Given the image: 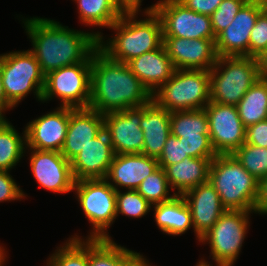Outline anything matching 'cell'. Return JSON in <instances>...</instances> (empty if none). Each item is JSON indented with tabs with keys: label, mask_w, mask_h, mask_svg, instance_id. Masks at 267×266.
Returning a JSON list of instances; mask_svg holds the SVG:
<instances>
[{
	"label": "cell",
	"mask_w": 267,
	"mask_h": 266,
	"mask_svg": "<svg viewBox=\"0 0 267 266\" xmlns=\"http://www.w3.org/2000/svg\"><path fill=\"white\" fill-rule=\"evenodd\" d=\"M69 241L51 256L48 264L50 266H89L88 240L82 242L81 238L73 237Z\"/></svg>",
	"instance_id": "obj_32"
},
{
	"label": "cell",
	"mask_w": 267,
	"mask_h": 266,
	"mask_svg": "<svg viewBox=\"0 0 267 266\" xmlns=\"http://www.w3.org/2000/svg\"><path fill=\"white\" fill-rule=\"evenodd\" d=\"M253 211L267 214V176L259 181L258 197Z\"/></svg>",
	"instance_id": "obj_42"
},
{
	"label": "cell",
	"mask_w": 267,
	"mask_h": 266,
	"mask_svg": "<svg viewBox=\"0 0 267 266\" xmlns=\"http://www.w3.org/2000/svg\"><path fill=\"white\" fill-rule=\"evenodd\" d=\"M196 266H210V264H208V263L205 262V261H200V262L198 263V265H196Z\"/></svg>",
	"instance_id": "obj_48"
},
{
	"label": "cell",
	"mask_w": 267,
	"mask_h": 266,
	"mask_svg": "<svg viewBox=\"0 0 267 266\" xmlns=\"http://www.w3.org/2000/svg\"><path fill=\"white\" fill-rule=\"evenodd\" d=\"M152 100L169 112L203 109L210 102V73L175 69L172 77L152 94Z\"/></svg>",
	"instance_id": "obj_6"
},
{
	"label": "cell",
	"mask_w": 267,
	"mask_h": 266,
	"mask_svg": "<svg viewBox=\"0 0 267 266\" xmlns=\"http://www.w3.org/2000/svg\"><path fill=\"white\" fill-rule=\"evenodd\" d=\"M73 189H76L80 205L94 228L88 239H110L105 230L117 217V190L106 179L78 180Z\"/></svg>",
	"instance_id": "obj_9"
},
{
	"label": "cell",
	"mask_w": 267,
	"mask_h": 266,
	"mask_svg": "<svg viewBox=\"0 0 267 266\" xmlns=\"http://www.w3.org/2000/svg\"><path fill=\"white\" fill-rule=\"evenodd\" d=\"M194 12L211 16L223 0H179Z\"/></svg>",
	"instance_id": "obj_41"
},
{
	"label": "cell",
	"mask_w": 267,
	"mask_h": 266,
	"mask_svg": "<svg viewBox=\"0 0 267 266\" xmlns=\"http://www.w3.org/2000/svg\"><path fill=\"white\" fill-rule=\"evenodd\" d=\"M257 59L260 79L267 80V51H264Z\"/></svg>",
	"instance_id": "obj_44"
},
{
	"label": "cell",
	"mask_w": 267,
	"mask_h": 266,
	"mask_svg": "<svg viewBox=\"0 0 267 266\" xmlns=\"http://www.w3.org/2000/svg\"><path fill=\"white\" fill-rule=\"evenodd\" d=\"M92 56L93 53L84 62L64 66L46 74L42 101L57 95L62 99L63 107H89Z\"/></svg>",
	"instance_id": "obj_8"
},
{
	"label": "cell",
	"mask_w": 267,
	"mask_h": 266,
	"mask_svg": "<svg viewBox=\"0 0 267 266\" xmlns=\"http://www.w3.org/2000/svg\"><path fill=\"white\" fill-rule=\"evenodd\" d=\"M138 8H127L122 16L109 28L117 30L114 39L103 45L99 39V49L111 60L128 63L140 55L156 50L163 45L162 23L152 8L145 11L146 20H132Z\"/></svg>",
	"instance_id": "obj_3"
},
{
	"label": "cell",
	"mask_w": 267,
	"mask_h": 266,
	"mask_svg": "<svg viewBox=\"0 0 267 266\" xmlns=\"http://www.w3.org/2000/svg\"><path fill=\"white\" fill-rule=\"evenodd\" d=\"M139 253L133 252L120 266H149Z\"/></svg>",
	"instance_id": "obj_43"
},
{
	"label": "cell",
	"mask_w": 267,
	"mask_h": 266,
	"mask_svg": "<svg viewBox=\"0 0 267 266\" xmlns=\"http://www.w3.org/2000/svg\"><path fill=\"white\" fill-rule=\"evenodd\" d=\"M214 158L186 157L183 161L169 165L159 166L165 171L168 184L172 190L177 189V195L208 182L211 161Z\"/></svg>",
	"instance_id": "obj_24"
},
{
	"label": "cell",
	"mask_w": 267,
	"mask_h": 266,
	"mask_svg": "<svg viewBox=\"0 0 267 266\" xmlns=\"http://www.w3.org/2000/svg\"><path fill=\"white\" fill-rule=\"evenodd\" d=\"M158 168V160L143 153L115 154L105 179H112L117 186L136 190Z\"/></svg>",
	"instance_id": "obj_21"
},
{
	"label": "cell",
	"mask_w": 267,
	"mask_h": 266,
	"mask_svg": "<svg viewBox=\"0 0 267 266\" xmlns=\"http://www.w3.org/2000/svg\"><path fill=\"white\" fill-rule=\"evenodd\" d=\"M186 157H189V155L185 152L183 138H177L170 134L157 160L159 166H169L183 161Z\"/></svg>",
	"instance_id": "obj_37"
},
{
	"label": "cell",
	"mask_w": 267,
	"mask_h": 266,
	"mask_svg": "<svg viewBox=\"0 0 267 266\" xmlns=\"http://www.w3.org/2000/svg\"><path fill=\"white\" fill-rule=\"evenodd\" d=\"M248 0H223L212 13L211 23L215 36L230 25L239 10Z\"/></svg>",
	"instance_id": "obj_35"
},
{
	"label": "cell",
	"mask_w": 267,
	"mask_h": 266,
	"mask_svg": "<svg viewBox=\"0 0 267 266\" xmlns=\"http://www.w3.org/2000/svg\"><path fill=\"white\" fill-rule=\"evenodd\" d=\"M8 172L9 171L0 170V202L24 197V193L16 185Z\"/></svg>",
	"instance_id": "obj_39"
},
{
	"label": "cell",
	"mask_w": 267,
	"mask_h": 266,
	"mask_svg": "<svg viewBox=\"0 0 267 266\" xmlns=\"http://www.w3.org/2000/svg\"><path fill=\"white\" fill-rule=\"evenodd\" d=\"M126 8H138L140 7L141 0H120Z\"/></svg>",
	"instance_id": "obj_46"
},
{
	"label": "cell",
	"mask_w": 267,
	"mask_h": 266,
	"mask_svg": "<svg viewBox=\"0 0 267 266\" xmlns=\"http://www.w3.org/2000/svg\"><path fill=\"white\" fill-rule=\"evenodd\" d=\"M4 249L0 247V266H2L3 264V261L5 259L4 256H6L4 253H3Z\"/></svg>",
	"instance_id": "obj_47"
},
{
	"label": "cell",
	"mask_w": 267,
	"mask_h": 266,
	"mask_svg": "<svg viewBox=\"0 0 267 266\" xmlns=\"http://www.w3.org/2000/svg\"><path fill=\"white\" fill-rule=\"evenodd\" d=\"M24 24L33 43L30 51L44 75L84 62L98 48L99 39L103 37L100 33L71 30L45 18H31Z\"/></svg>",
	"instance_id": "obj_1"
},
{
	"label": "cell",
	"mask_w": 267,
	"mask_h": 266,
	"mask_svg": "<svg viewBox=\"0 0 267 266\" xmlns=\"http://www.w3.org/2000/svg\"><path fill=\"white\" fill-rule=\"evenodd\" d=\"M103 130V114L89 107H70L69 125L60 153L70 162L91 139H94Z\"/></svg>",
	"instance_id": "obj_19"
},
{
	"label": "cell",
	"mask_w": 267,
	"mask_h": 266,
	"mask_svg": "<svg viewBox=\"0 0 267 266\" xmlns=\"http://www.w3.org/2000/svg\"><path fill=\"white\" fill-rule=\"evenodd\" d=\"M233 155L258 181L267 176V148L244 143Z\"/></svg>",
	"instance_id": "obj_31"
},
{
	"label": "cell",
	"mask_w": 267,
	"mask_h": 266,
	"mask_svg": "<svg viewBox=\"0 0 267 266\" xmlns=\"http://www.w3.org/2000/svg\"><path fill=\"white\" fill-rule=\"evenodd\" d=\"M182 196L190 209L194 231L200 241L226 209L209 181L186 191Z\"/></svg>",
	"instance_id": "obj_20"
},
{
	"label": "cell",
	"mask_w": 267,
	"mask_h": 266,
	"mask_svg": "<svg viewBox=\"0 0 267 266\" xmlns=\"http://www.w3.org/2000/svg\"><path fill=\"white\" fill-rule=\"evenodd\" d=\"M169 184L162 167H159L151 175H148L136 189L151 205L171 200L169 196Z\"/></svg>",
	"instance_id": "obj_33"
},
{
	"label": "cell",
	"mask_w": 267,
	"mask_h": 266,
	"mask_svg": "<svg viewBox=\"0 0 267 266\" xmlns=\"http://www.w3.org/2000/svg\"><path fill=\"white\" fill-rule=\"evenodd\" d=\"M208 181L219 194L226 210H254L259 181L233 154H220L214 157L211 161Z\"/></svg>",
	"instance_id": "obj_4"
},
{
	"label": "cell",
	"mask_w": 267,
	"mask_h": 266,
	"mask_svg": "<svg viewBox=\"0 0 267 266\" xmlns=\"http://www.w3.org/2000/svg\"><path fill=\"white\" fill-rule=\"evenodd\" d=\"M90 84L89 108L103 115L141 107L152 100L128 64L111 60L99 47L92 56Z\"/></svg>",
	"instance_id": "obj_2"
},
{
	"label": "cell",
	"mask_w": 267,
	"mask_h": 266,
	"mask_svg": "<svg viewBox=\"0 0 267 266\" xmlns=\"http://www.w3.org/2000/svg\"><path fill=\"white\" fill-rule=\"evenodd\" d=\"M170 131L177 138H210L206 109L170 112Z\"/></svg>",
	"instance_id": "obj_27"
},
{
	"label": "cell",
	"mask_w": 267,
	"mask_h": 266,
	"mask_svg": "<svg viewBox=\"0 0 267 266\" xmlns=\"http://www.w3.org/2000/svg\"><path fill=\"white\" fill-rule=\"evenodd\" d=\"M185 152L193 158H214V151L210 138H183Z\"/></svg>",
	"instance_id": "obj_38"
},
{
	"label": "cell",
	"mask_w": 267,
	"mask_h": 266,
	"mask_svg": "<svg viewBox=\"0 0 267 266\" xmlns=\"http://www.w3.org/2000/svg\"><path fill=\"white\" fill-rule=\"evenodd\" d=\"M144 106L104 114V130L115 154L142 153L144 133L140 128Z\"/></svg>",
	"instance_id": "obj_14"
},
{
	"label": "cell",
	"mask_w": 267,
	"mask_h": 266,
	"mask_svg": "<svg viewBox=\"0 0 267 266\" xmlns=\"http://www.w3.org/2000/svg\"><path fill=\"white\" fill-rule=\"evenodd\" d=\"M116 191V213L125 214L131 217H142L151 208V204L137 192V190L129 189L125 193H121L113 183L111 184Z\"/></svg>",
	"instance_id": "obj_34"
},
{
	"label": "cell",
	"mask_w": 267,
	"mask_h": 266,
	"mask_svg": "<svg viewBox=\"0 0 267 266\" xmlns=\"http://www.w3.org/2000/svg\"><path fill=\"white\" fill-rule=\"evenodd\" d=\"M70 107L60 106L58 110L50 112L29 122L24 131L25 145L30 149L60 152L69 125Z\"/></svg>",
	"instance_id": "obj_16"
},
{
	"label": "cell",
	"mask_w": 267,
	"mask_h": 266,
	"mask_svg": "<svg viewBox=\"0 0 267 266\" xmlns=\"http://www.w3.org/2000/svg\"><path fill=\"white\" fill-rule=\"evenodd\" d=\"M205 109L214 151L217 155L233 154L245 143L246 132L237 106L210 101Z\"/></svg>",
	"instance_id": "obj_12"
},
{
	"label": "cell",
	"mask_w": 267,
	"mask_h": 266,
	"mask_svg": "<svg viewBox=\"0 0 267 266\" xmlns=\"http://www.w3.org/2000/svg\"><path fill=\"white\" fill-rule=\"evenodd\" d=\"M132 253L111 239H88L89 266H120Z\"/></svg>",
	"instance_id": "obj_29"
},
{
	"label": "cell",
	"mask_w": 267,
	"mask_h": 266,
	"mask_svg": "<svg viewBox=\"0 0 267 266\" xmlns=\"http://www.w3.org/2000/svg\"><path fill=\"white\" fill-rule=\"evenodd\" d=\"M265 8L264 0H248L242 6L230 25L216 36L218 57L249 56L250 32Z\"/></svg>",
	"instance_id": "obj_13"
},
{
	"label": "cell",
	"mask_w": 267,
	"mask_h": 266,
	"mask_svg": "<svg viewBox=\"0 0 267 266\" xmlns=\"http://www.w3.org/2000/svg\"><path fill=\"white\" fill-rule=\"evenodd\" d=\"M144 133V155L158 159L163 151L170 131V112L158 106L153 100L144 105L140 123Z\"/></svg>",
	"instance_id": "obj_23"
},
{
	"label": "cell",
	"mask_w": 267,
	"mask_h": 266,
	"mask_svg": "<svg viewBox=\"0 0 267 266\" xmlns=\"http://www.w3.org/2000/svg\"><path fill=\"white\" fill-rule=\"evenodd\" d=\"M0 70L6 98L14 107L32 89L42 101L45 75L30 50L0 55Z\"/></svg>",
	"instance_id": "obj_7"
},
{
	"label": "cell",
	"mask_w": 267,
	"mask_h": 266,
	"mask_svg": "<svg viewBox=\"0 0 267 266\" xmlns=\"http://www.w3.org/2000/svg\"><path fill=\"white\" fill-rule=\"evenodd\" d=\"M245 128L267 119V80L258 79L237 104Z\"/></svg>",
	"instance_id": "obj_28"
},
{
	"label": "cell",
	"mask_w": 267,
	"mask_h": 266,
	"mask_svg": "<svg viewBox=\"0 0 267 266\" xmlns=\"http://www.w3.org/2000/svg\"><path fill=\"white\" fill-rule=\"evenodd\" d=\"M80 20L87 25L110 27L127 9L120 0H75Z\"/></svg>",
	"instance_id": "obj_26"
},
{
	"label": "cell",
	"mask_w": 267,
	"mask_h": 266,
	"mask_svg": "<svg viewBox=\"0 0 267 266\" xmlns=\"http://www.w3.org/2000/svg\"><path fill=\"white\" fill-rule=\"evenodd\" d=\"M245 143L267 148V119L246 128Z\"/></svg>",
	"instance_id": "obj_40"
},
{
	"label": "cell",
	"mask_w": 267,
	"mask_h": 266,
	"mask_svg": "<svg viewBox=\"0 0 267 266\" xmlns=\"http://www.w3.org/2000/svg\"><path fill=\"white\" fill-rule=\"evenodd\" d=\"M226 69L220 73L219 68ZM210 73V101L237 106L260 78L258 59L250 56L218 57Z\"/></svg>",
	"instance_id": "obj_5"
},
{
	"label": "cell",
	"mask_w": 267,
	"mask_h": 266,
	"mask_svg": "<svg viewBox=\"0 0 267 266\" xmlns=\"http://www.w3.org/2000/svg\"><path fill=\"white\" fill-rule=\"evenodd\" d=\"M24 143L26 139H21L15 128L4 119L0 123V170L8 171L19 162L24 153Z\"/></svg>",
	"instance_id": "obj_30"
},
{
	"label": "cell",
	"mask_w": 267,
	"mask_h": 266,
	"mask_svg": "<svg viewBox=\"0 0 267 266\" xmlns=\"http://www.w3.org/2000/svg\"><path fill=\"white\" fill-rule=\"evenodd\" d=\"M32 174L40 184L53 192L67 193L73 190L74 178L70 162L58 151L31 149Z\"/></svg>",
	"instance_id": "obj_17"
},
{
	"label": "cell",
	"mask_w": 267,
	"mask_h": 266,
	"mask_svg": "<svg viewBox=\"0 0 267 266\" xmlns=\"http://www.w3.org/2000/svg\"><path fill=\"white\" fill-rule=\"evenodd\" d=\"M114 155L109 135L103 130L70 161L74 180L105 179Z\"/></svg>",
	"instance_id": "obj_18"
},
{
	"label": "cell",
	"mask_w": 267,
	"mask_h": 266,
	"mask_svg": "<svg viewBox=\"0 0 267 266\" xmlns=\"http://www.w3.org/2000/svg\"><path fill=\"white\" fill-rule=\"evenodd\" d=\"M12 107L14 106L6 98L0 70V111L3 112L4 110L6 111L7 108L9 109Z\"/></svg>",
	"instance_id": "obj_45"
},
{
	"label": "cell",
	"mask_w": 267,
	"mask_h": 266,
	"mask_svg": "<svg viewBox=\"0 0 267 266\" xmlns=\"http://www.w3.org/2000/svg\"><path fill=\"white\" fill-rule=\"evenodd\" d=\"M154 206L156 223L164 233L180 235L193 225L190 209L182 195L176 194L171 200Z\"/></svg>",
	"instance_id": "obj_25"
},
{
	"label": "cell",
	"mask_w": 267,
	"mask_h": 266,
	"mask_svg": "<svg viewBox=\"0 0 267 266\" xmlns=\"http://www.w3.org/2000/svg\"><path fill=\"white\" fill-rule=\"evenodd\" d=\"M151 8L161 20L163 37L216 39L211 17L190 10L179 0H162Z\"/></svg>",
	"instance_id": "obj_11"
},
{
	"label": "cell",
	"mask_w": 267,
	"mask_h": 266,
	"mask_svg": "<svg viewBox=\"0 0 267 266\" xmlns=\"http://www.w3.org/2000/svg\"><path fill=\"white\" fill-rule=\"evenodd\" d=\"M252 211L226 210L200 238L209 241L211 255L217 266H232L242 247Z\"/></svg>",
	"instance_id": "obj_10"
},
{
	"label": "cell",
	"mask_w": 267,
	"mask_h": 266,
	"mask_svg": "<svg viewBox=\"0 0 267 266\" xmlns=\"http://www.w3.org/2000/svg\"><path fill=\"white\" fill-rule=\"evenodd\" d=\"M127 64L151 95L156 92V88L159 89L170 79L175 71L164 45L130 60Z\"/></svg>",
	"instance_id": "obj_22"
},
{
	"label": "cell",
	"mask_w": 267,
	"mask_h": 266,
	"mask_svg": "<svg viewBox=\"0 0 267 266\" xmlns=\"http://www.w3.org/2000/svg\"><path fill=\"white\" fill-rule=\"evenodd\" d=\"M267 51V9L265 8L257 17L255 25L250 32L249 56L259 57Z\"/></svg>",
	"instance_id": "obj_36"
},
{
	"label": "cell",
	"mask_w": 267,
	"mask_h": 266,
	"mask_svg": "<svg viewBox=\"0 0 267 266\" xmlns=\"http://www.w3.org/2000/svg\"><path fill=\"white\" fill-rule=\"evenodd\" d=\"M163 45L175 69L209 71L217 62L215 41L163 37Z\"/></svg>",
	"instance_id": "obj_15"
},
{
	"label": "cell",
	"mask_w": 267,
	"mask_h": 266,
	"mask_svg": "<svg viewBox=\"0 0 267 266\" xmlns=\"http://www.w3.org/2000/svg\"><path fill=\"white\" fill-rule=\"evenodd\" d=\"M4 120V116L2 114V112L0 111V123Z\"/></svg>",
	"instance_id": "obj_49"
}]
</instances>
